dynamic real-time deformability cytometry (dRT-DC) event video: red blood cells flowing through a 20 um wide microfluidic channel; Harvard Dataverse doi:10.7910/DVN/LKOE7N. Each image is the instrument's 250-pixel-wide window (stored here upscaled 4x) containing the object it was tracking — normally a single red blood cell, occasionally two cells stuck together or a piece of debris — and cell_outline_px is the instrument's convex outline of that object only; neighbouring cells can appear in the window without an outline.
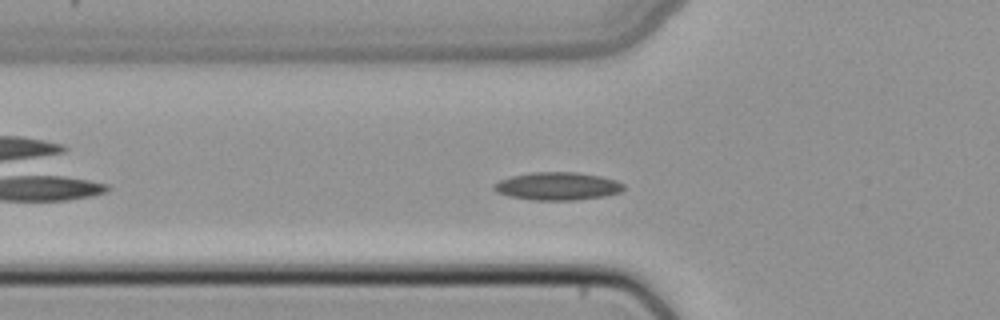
{"species": "common noctule bat (a hibernating species)", "species_latin": "Nyctalus noctula", "temperature_condition": "cold", "stored_images_in_passage": 34, "camera_frame_rate_fps": 3000, "um_per_image_px": 0.085, "animal": {"sex": "female", "body_mass_g": 22.7, "forearm_length_mm": 54.2}, "frame": {"image": 1, "passage_image": 7, "time_ms": 2.0, "image_size_px": [1000, 320], "cell_outline_px": [[624, 188], [620, 192], [604, 196], [572, 200], [532, 200], [508, 196], [496, 192], [492, 188], [492, 184], [500, 180], [512, 176], [532, 172], [576, 172], [600, 176], [616, 180], [624, 184]], "centroid_in_image_um": [47.35, 15.82], "position_along_channel_um": 78.4, "area_um2": 21.1}}
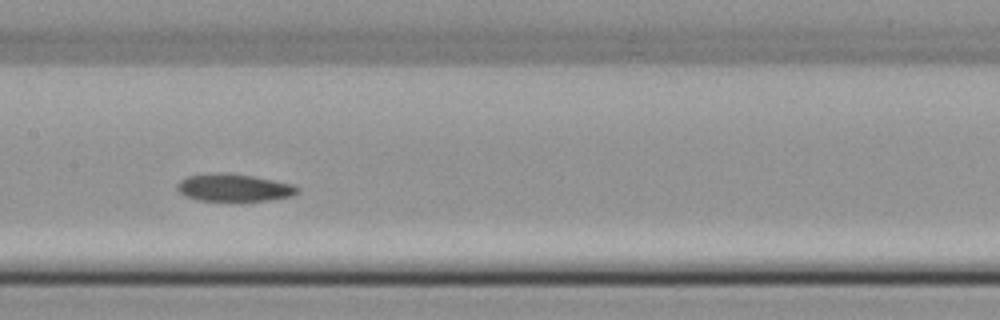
{"frame": {"image": 2, "passage_image": 15, "time_ms": 4.667, "image_size_px": [1000, 320], "cell_outline_px": [[300, 192], [292, 196], [268, 200], [196, 200], [184, 196], [176, 188], [176, 184], [184, 176], [208, 172], [228, 172], [252, 176], [292, 184], [300, 188]], "centroid_in_image_um": [19.82, 15.93], "position_along_channel_um": 187.6, "area_um2": 19.48}}
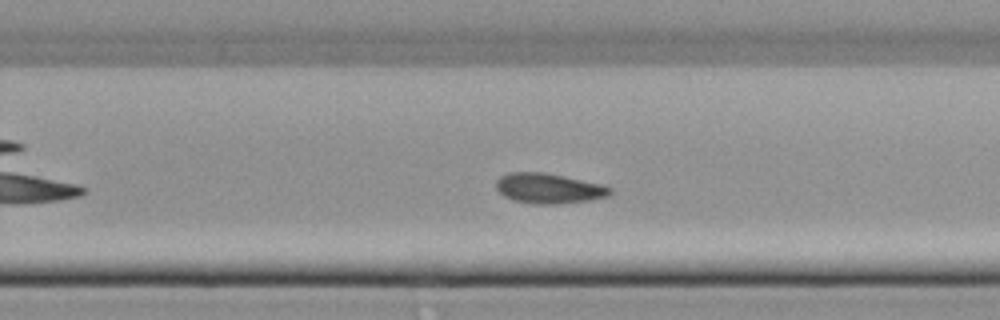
{"frame": {"image": 3, "passage_image": 22, "time_ms": 7.0, "image_size_px": [1000, 320], "cell_outline_px": [[612, 192], [608, 196], [588, 200], [556, 204], [536, 204], [512, 200], [504, 196], [496, 188], [496, 180], [500, 176], [508, 172], [544, 172], [564, 176], [600, 184], [612, 188]], "centroid_in_image_um": [46.61, 16.0], "position_along_channel_um": 283.2, "area_um2": 19.94}}